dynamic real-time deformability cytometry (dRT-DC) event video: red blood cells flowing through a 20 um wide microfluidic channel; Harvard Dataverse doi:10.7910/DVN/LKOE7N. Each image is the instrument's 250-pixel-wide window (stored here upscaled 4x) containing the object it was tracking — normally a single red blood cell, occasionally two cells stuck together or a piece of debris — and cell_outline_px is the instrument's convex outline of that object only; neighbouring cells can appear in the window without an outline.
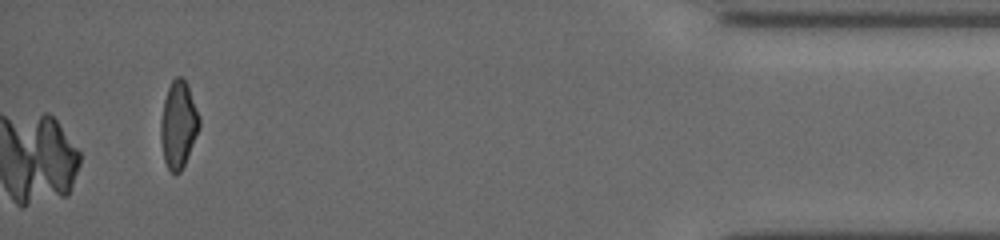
{"species": "common noctule bat (a hibernating species)", "species_latin": "Nyctalus noctula", "temperature_condition": "cold", "stored_images_in_passage": 16, "camera_frame_rate_fps": 3000, "um_per_image_px": 0.085, "animal": {"sex": "female", "body_mass_g": 19.5, "forearm_length_mm": 54.1}, "frame": {"image": 1, "passage_image": 16, "time_ms": 15.667, "image_size_px": [1000, 240], "cell_outline_px": [[200, 128], [184, 164], [180, 172], [172, 172], [168, 168], [164, 160], [160, 140], [160, 124], [164, 100], [168, 88], [172, 80], [176, 76], [184, 76], [188, 84], [200, 116]], "centroid_in_image_um": [15.17, 10.54], "position_along_channel_um": 420.0, "area_um2": 19.65}}